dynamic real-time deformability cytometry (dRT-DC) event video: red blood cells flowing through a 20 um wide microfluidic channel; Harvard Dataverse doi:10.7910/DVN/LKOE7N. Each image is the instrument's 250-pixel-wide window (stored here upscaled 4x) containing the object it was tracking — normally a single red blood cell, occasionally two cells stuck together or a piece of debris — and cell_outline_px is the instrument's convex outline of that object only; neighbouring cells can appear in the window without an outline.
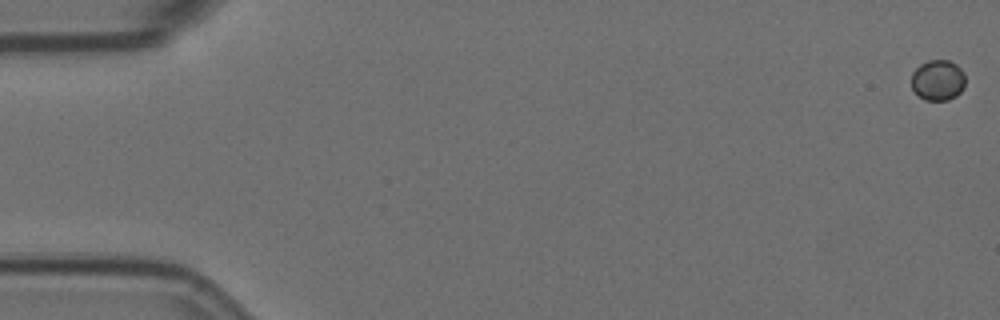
{"species": "Egyptian fruit bat (a non-hibernating species)", "species_latin": "Rousettus aegyptiacus", "temperature_condition": "room temperature", "stored_images_in_passage": 58, "camera_frame_rate_fps": 3000, "um_per_image_px": 0.085, "animal": {"sex": "female"}, "frame": {"image": 1, "passage_image": 1, "time_ms": 0.0, "image_size_px": [1000, 320], "cell_outline_px": [[964, 88], [956, 96], [948, 100], [924, 100], [912, 88], [912, 72], [920, 64], [928, 60], [948, 60], [956, 64], [964, 72]], "centroid_in_image_um": [79.72, 6.81], "position_along_channel_um": 5.3, "area_um2": 12.77}}
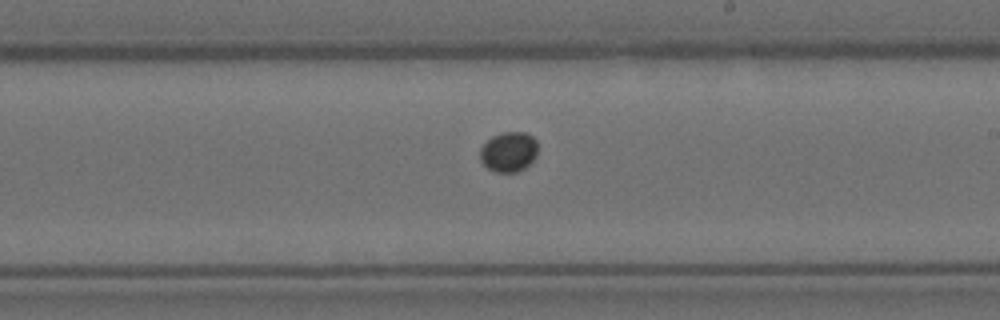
{"frame": {"image": 2, "passage_image": 34, "time_ms": 11.0, "image_size_px": [1000, 320], "cell_outline_px": [[536, 156], [524, 168], [516, 172], [496, 172], [488, 168], [480, 160], [480, 148], [492, 136], [504, 132], [524, 132], [532, 136], [536, 140]], "centroid_in_image_um": [43.22, 12.9], "position_along_channel_um": 245.8, "area_um2": 13.29}}
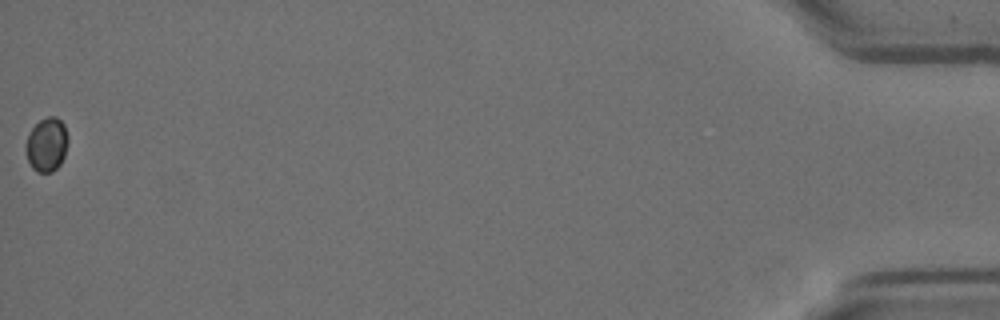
{"frame": {"image": 3, "passage_image": 58, "time_ms": 19.0, "image_size_px": [1000, 320], "cell_outline_px": [[68, 140], [64, 156], [60, 164], [52, 172], [36, 172], [32, 168], [28, 160], [24, 148], [28, 132], [40, 120], [48, 116], [56, 116], [64, 124], [68, 136]], "centroid_in_image_um": [3.95, 12.28], "position_along_channel_um": 431.2, "area_um2": 13.41}}